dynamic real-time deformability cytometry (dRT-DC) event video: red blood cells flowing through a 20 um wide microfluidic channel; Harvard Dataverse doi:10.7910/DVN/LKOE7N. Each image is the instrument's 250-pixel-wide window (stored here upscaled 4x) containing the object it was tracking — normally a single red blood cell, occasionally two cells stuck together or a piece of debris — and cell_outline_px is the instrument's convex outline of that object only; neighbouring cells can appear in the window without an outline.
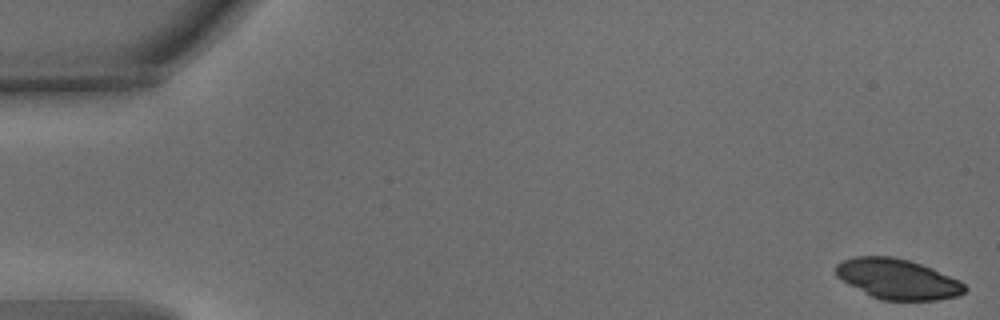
{"species": "common noctule bat (a hibernating species)", "species_latin": "Nyctalus noctula", "temperature_condition": "warm", "stored_images_in_passage": 55, "camera_frame_rate_fps": 3000, "um_per_image_px": 0.085, "animal": {"sex": "male", "body_mass_g": 15.6}, "frame": {"image": 1, "passage_image": 1, "time_ms": 0.0, "image_size_px": [1000, 320], "cell_outline_px": [[968, 288], [964, 292], [956, 296], [936, 300], [880, 300], [848, 284], [836, 276], [836, 264], [844, 260], [856, 256], [892, 256], [908, 260], [932, 268], [960, 280]], "centroid_in_image_um": [76.3, 23.71], "position_along_channel_um": 8.7, "area_um2": 30.06}}
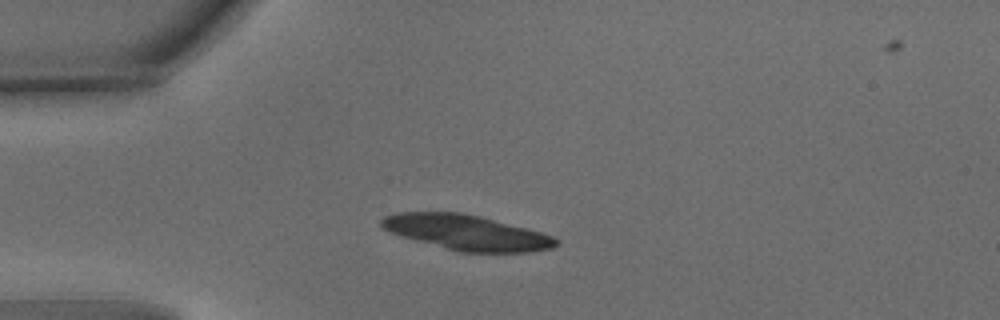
{"frame": {"image": 2, "passage_image": 14, "time_ms": 4.333, "image_size_px": [1000, 320], "cell_outline_px": [[560, 240], [552, 248], [528, 252], [460, 252], [400, 236], [380, 228], [380, 220], [384, 216], [396, 212], [460, 212], [480, 216], [540, 232], [552, 236]], "centroid_in_image_um": [39.6, 19.75], "position_along_channel_um": 45.4, "area_um2": 35.6}}